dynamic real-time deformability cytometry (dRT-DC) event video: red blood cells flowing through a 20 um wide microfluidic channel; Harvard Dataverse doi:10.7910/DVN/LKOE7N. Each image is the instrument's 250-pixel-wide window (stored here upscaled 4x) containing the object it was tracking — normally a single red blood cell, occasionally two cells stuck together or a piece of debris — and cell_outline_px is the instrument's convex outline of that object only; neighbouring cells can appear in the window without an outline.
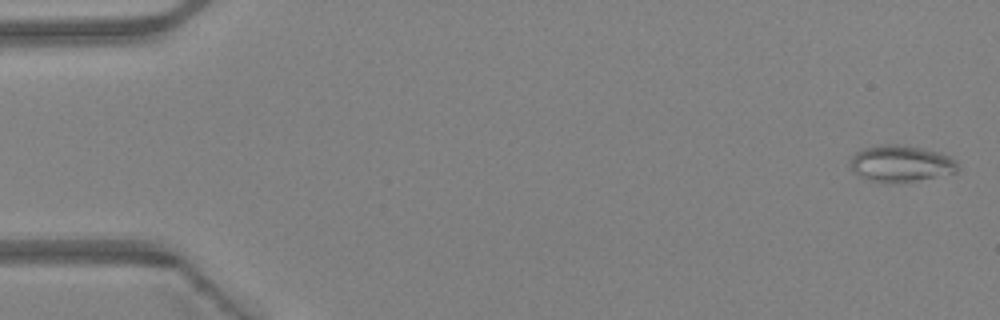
{"species": "Egyptian fruit bat (a non-hibernating species)", "species_latin": "Rousettus aegyptiacus", "temperature_condition": "warm", "stored_images_in_passage": 47, "camera_frame_rate_fps": 3000, "um_per_image_px": 0.085, "animal": {"sex": "female"}, "frame": {"image": 1, "passage_image": 2, "time_ms": 0.333, "image_size_px": [1000, 320], "cell_outline_px": [[960, 168], [956, 172], [916, 180], [892, 184], [888, 184], [868, 180], [860, 176], [848, 168], [848, 164], [852, 156], [860, 148], [880, 144], [904, 144], [924, 148], [940, 152], [956, 160]], "centroid_in_image_um": [76.52, 13.89], "position_along_channel_um": 8.5, "area_um2": 23.47}}
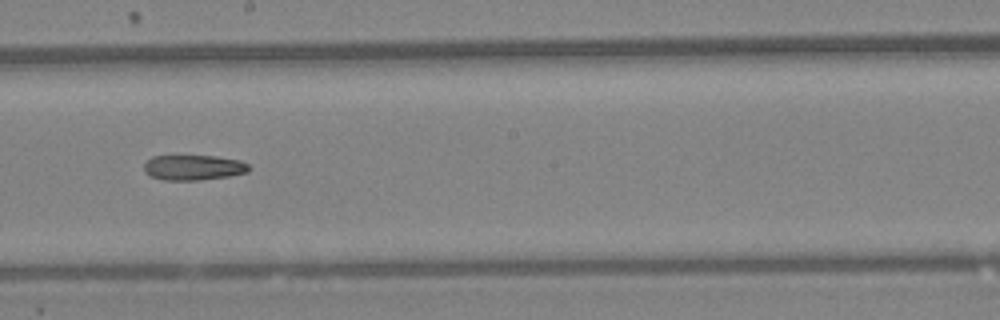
{"frame": {"image": 2, "passage_image": 27, "time_ms": 8.667, "image_size_px": [1000, 320], "cell_outline_px": [[248, 172], [228, 176], [200, 180], [160, 180], [144, 172], [144, 164], [152, 156], [216, 156], [240, 160], [248, 164]], "centroid_in_image_um": [16.42, 14.24], "position_along_channel_um": 231.8, "area_um2": 15.37}}
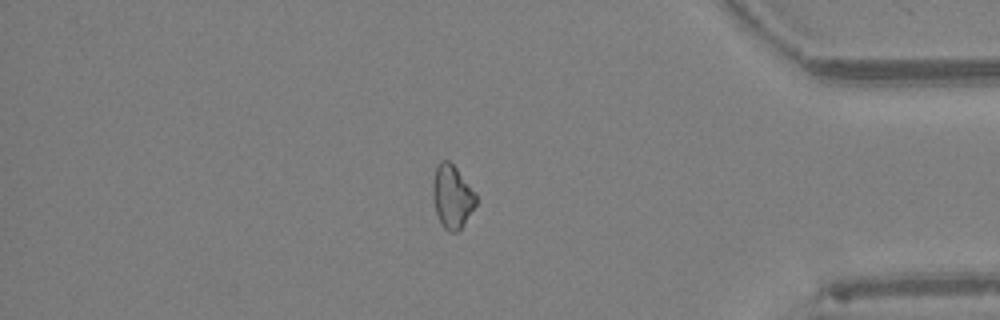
{"frame": {"image": 3, "passage_image": 40, "time_ms": 13.0, "image_size_px": [1000, 320], "cell_outline_px": [[476, 204], [464, 224], [456, 232], [448, 232], [440, 224], [436, 212], [432, 196], [432, 180], [436, 168], [440, 160], [448, 160], [456, 168], [476, 192]], "centroid_in_image_um": [38.41, 16.71], "position_along_channel_um": 396.8, "area_um2": 16.01}}